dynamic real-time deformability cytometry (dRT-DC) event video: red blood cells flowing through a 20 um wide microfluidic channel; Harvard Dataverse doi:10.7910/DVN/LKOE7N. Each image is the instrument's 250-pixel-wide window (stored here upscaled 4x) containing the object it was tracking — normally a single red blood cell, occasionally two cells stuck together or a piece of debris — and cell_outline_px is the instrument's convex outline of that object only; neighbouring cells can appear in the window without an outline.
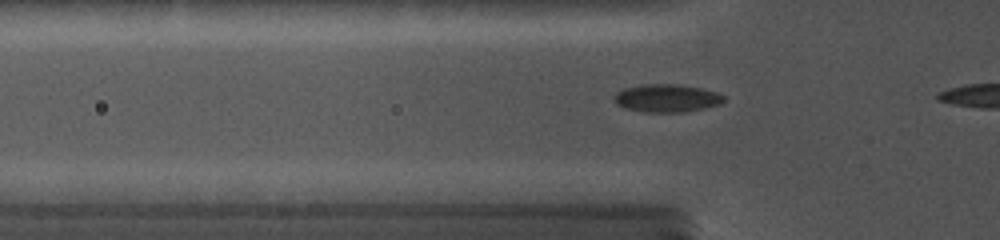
{"species": "common noctule bat (a hibernating species)", "species_latin": "Nyctalus noctula", "temperature_condition": "cold", "stored_images_in_passage": 16, "camera_frame_rate_fps": 5000, "um_per_image_px": 0.085, "animal": {"sex": "female", "body_mass_g": 19.0, "forearm_length_mm": 56.7}, "frame": {"image": 1, "passage_image": 11, "time_ms": 2.0, "image_size_px": [1000, 240], "cell_outline_px": [[724, 100], [720, 104], [704, 108], [684, 112], [644, 112], [624, 108], [616, 104], [616, 92], [624, 88], [640, 84], [672, 84], [700, 88], [716, 92], [724, 96]], "centroid_in_image_um": [56.66, 8.35], "position_along_channel_um": 69.1, "area_um2": 17.69}}